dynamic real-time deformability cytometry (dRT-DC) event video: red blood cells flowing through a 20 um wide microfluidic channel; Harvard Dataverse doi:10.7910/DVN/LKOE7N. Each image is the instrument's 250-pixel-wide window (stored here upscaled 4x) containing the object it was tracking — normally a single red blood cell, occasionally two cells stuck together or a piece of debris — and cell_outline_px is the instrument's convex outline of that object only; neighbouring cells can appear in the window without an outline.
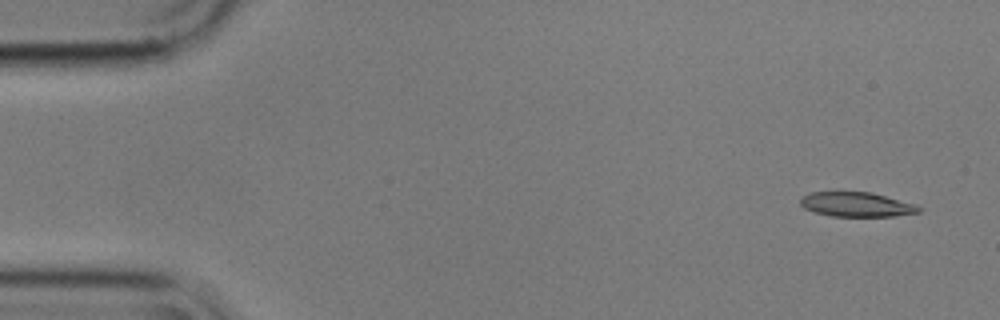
{"species": "common noctule bat (a hibernating species)", "species_latin": "Nyctalus noctula", "temperature_condition": "cold", "stored_images_in_passage": 53, "camera_frame_rate_fps": 3000, "um_per_image_px": 0.085, "animal": {"sex": "male", "body_mass_g": 17.9}, "frame": {"image": 1, "passage_image": 1, "time_ms": 0.0, "image_size_px": [1000, 320], "cell_outline_px": [[920, 212], [896, 216], [832, 216], [816, 212], [804, 208], [800, 204], [800, 196], [812, 192], [872, 192], [916, 204], [920, 208]], "centroid_in_image_um": [72.81, 17.37], "position_along_channel_um": 12.2, "area_um2": 16.94}}
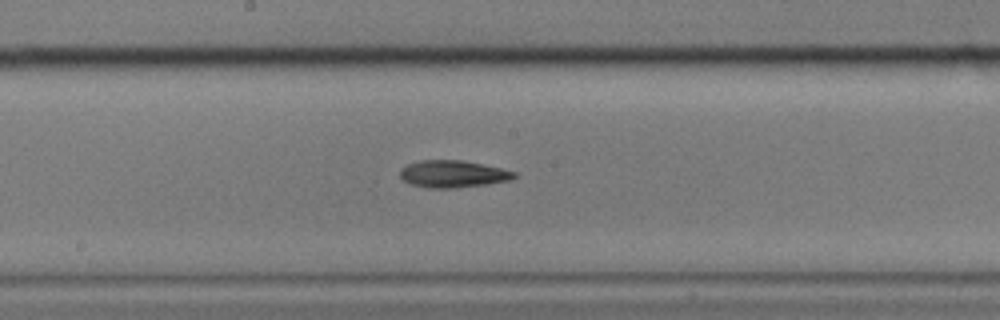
{"frame": {"image": 2, "passage_image": 27, "time_ms": 8.667, "image_size_px": [1000, 320], "cell_outline_px": [[516, 176], [512, 180], [488, 184], [456, 188], [428, 188], [408, 184], [400, 180], [400, 168], [408, 164], [420, 160], [460, 160], [500, 168], [516, 172]], "centroid_in_image_um": [38.45, 14.8], "position_along_channel_um": 209.8, "area_um2": 18.21}}
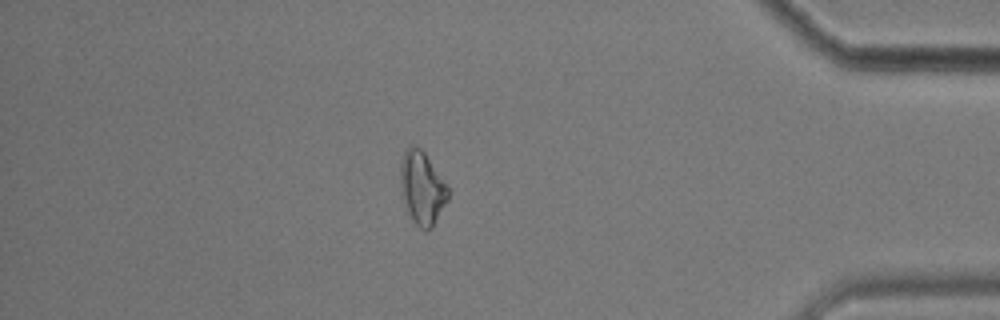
{"frame": {"image": 3, "passage_image": 46, "time_ms": 15.0, "image_size_px": [1000, 320], "cell_outline_px": [[448, 200], [432, 228], [424, 232], [408, 216], [400, 192], [400, 164], [404, 152], [412, 144], [420, 148], [424, 152], [448, 184]], "centroid_in_image_um": [35.87, 16.0], "position_along_channel_um": 399.3, "area_um2": 20.69}, "authors_computed_cell_mechanics": {"area_um2": 18.1492, "velocity_mm_per_s": 3.5703, "shape_relaxation_time_tau1_ms": 11.1484, "shape_relaxation_time_tau2_ms": 8.4956, "deformation_change_tau1": 0.2242, "deformation_change_tau2": 0.2098}}